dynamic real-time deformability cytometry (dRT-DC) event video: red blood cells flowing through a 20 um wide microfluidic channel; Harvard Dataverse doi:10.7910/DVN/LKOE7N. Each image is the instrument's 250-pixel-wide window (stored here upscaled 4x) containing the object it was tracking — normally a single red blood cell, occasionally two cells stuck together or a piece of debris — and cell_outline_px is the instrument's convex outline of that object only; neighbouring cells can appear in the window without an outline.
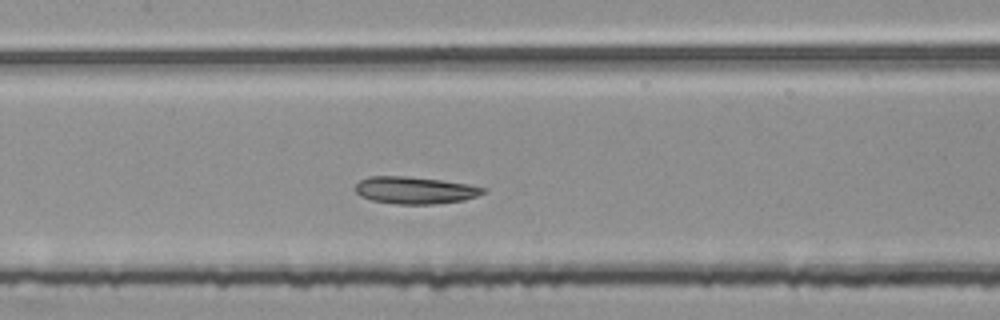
{"species": "common noctule bat (a hibernating species)", "species_latin": "Nyctalus noctula", "temperature_condition": "room temperature", "stored_images_in_passage": 44, "camera_frame_rate_fps": 3000, "um_per_image_px": 0.085, "animal": {"sex": "female", "body_mass_g": 25.1}, "frame": {"image": 1, "passage_image": 20, "time_ms": 6.333, "image_size_px": [1000, 320], "cell_outline_px": [[488, 192], [464, 200], [432, 204], [396, 204], [372, 200], [360, 196], [356, 192], [356, 184], [360, 180], [368, 176], [404, 176], [440, 180], [468, 184], [488, 188]], "centroid_in_image_um": [35.29, 16.17], "position_along_channel_um": 172.1, "area_um2": 20.23}}
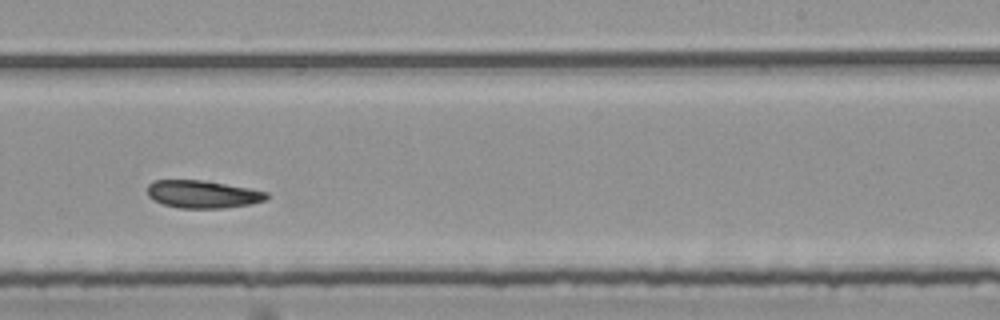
{"frame": {"image": 2, "passage_image": 28, "time_ms": 9.0, "image_size_px": [1000, 320], "cell_outline_px": [[268, 196], [264, 200], [252, 204], [224, 208], [180, 208], [164, 204], [148, 196], [148, 184], [152, 180], [200, 180], [248, 188], [268, 192]], "centroid_in_image_um": [17.22, 16.51], "position_along_channel_um": 271.8, "area_um2": 19.02}}
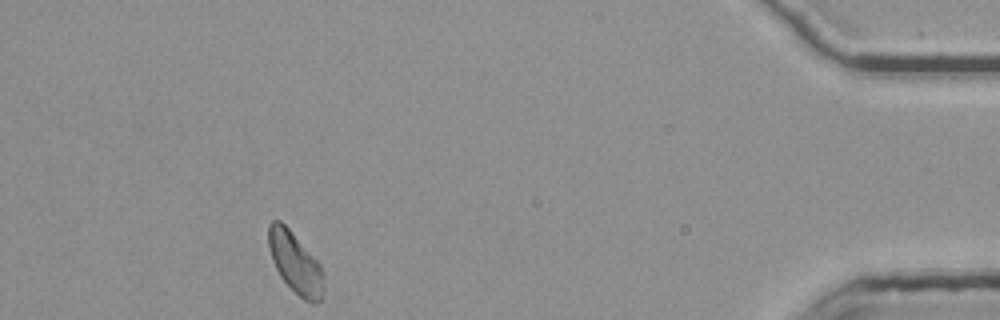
{"frame": {"image": 3, "passage_image": 44, "time_ms": 14.333, "image_size_px": [1000, 320], "cell_outline_px": [[324, 288], [320, 300], [316, 304], [312, 304], [304, 300], [280, 276], [272, 260], [268, 248], [268, 224], [272, 220], [280, 220], [288, 228], [320, 264]], "centroid_in_image_um": [25.07, 22.33], "position_along_channel_um": 410.1, "area_um2": 19.31}, "authors_computed_cell_mechanics": {"area_um2": 20.0566, "velocity_mm_per_s": 3.7506, "shape_relaxation_time_tau1_ms": 8.8016, "shape_relaxation_time_tau2_ms": 4.0346, "deformation_change_tau1": 0.1376, "deformation_change_tau2": 0.0957}}